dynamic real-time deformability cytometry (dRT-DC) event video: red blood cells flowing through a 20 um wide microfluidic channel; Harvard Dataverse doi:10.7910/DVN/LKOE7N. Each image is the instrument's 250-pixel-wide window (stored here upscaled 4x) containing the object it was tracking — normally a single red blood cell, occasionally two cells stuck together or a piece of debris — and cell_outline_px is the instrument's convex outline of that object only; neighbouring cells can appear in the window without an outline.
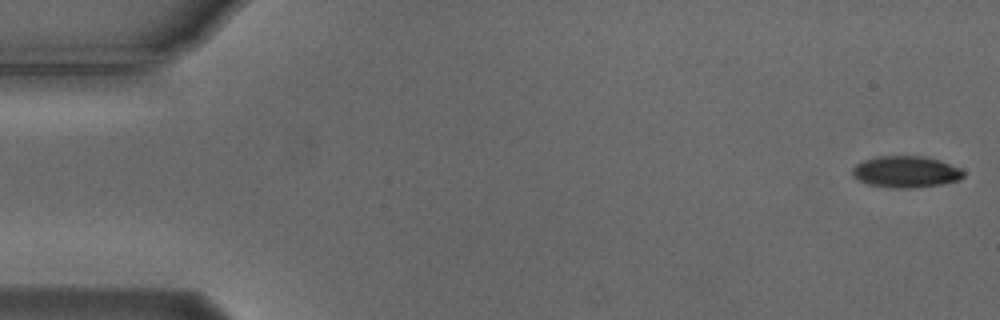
{"species": "Egyptian fruit bat (a non-hibernating species)", "species_latin": "Rousettus aegyptiacus", "temperature_condition": "cold", "stored_images_in_passage": 54, "camera_frame_rate_fps": 3000, "um_per_image_px": 0.085, "animal": {"sex": "male"}, "frame": {"image": 1, "passage_image": 1, "time_ms": 0.0, "image_size_px": [1000, 320], "cell_outline_px": [[964, 176], [960, 180], [940, 184], [912, 188], [892, 188], [868, 184], [860, 180], [852, 172], [852, 168], [856, 164], [864, 160], [876, 156], [928, 156], [940, 160], [960, 168], [964, 172]], "centroid_in_image_um": [77.03, 14.59], "position_along_channel_um": 8.0, "area_um2": 20.4}}
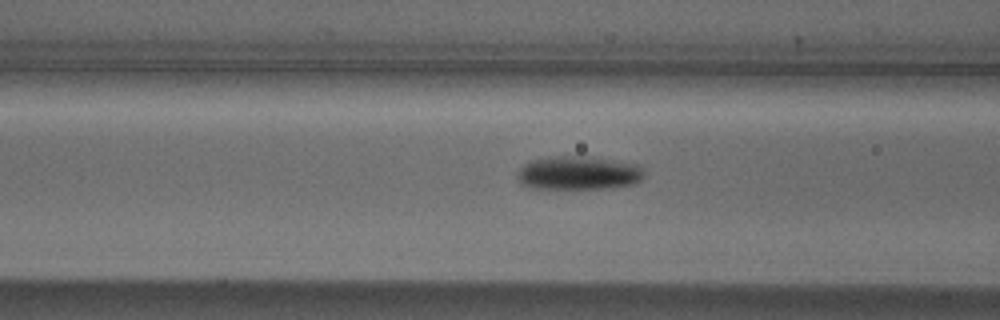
{"frame": {"image": 2, "passage_image": 21, "time_ms": 6.667, "image_size_px": [1000, 320], "cell_outline_px": [[644, 176], [636, 184], [612, 188], [528, 188], [520, 184], [516, 176], [520, 168], [524, 164], [532, 160], [552, 156], [584, 156], [636, 164], [644, 168]], "centroid_in_image_um": [49.16, 14.71], "position_along_channel_um": 117.4, "area_um2": 24.97}}
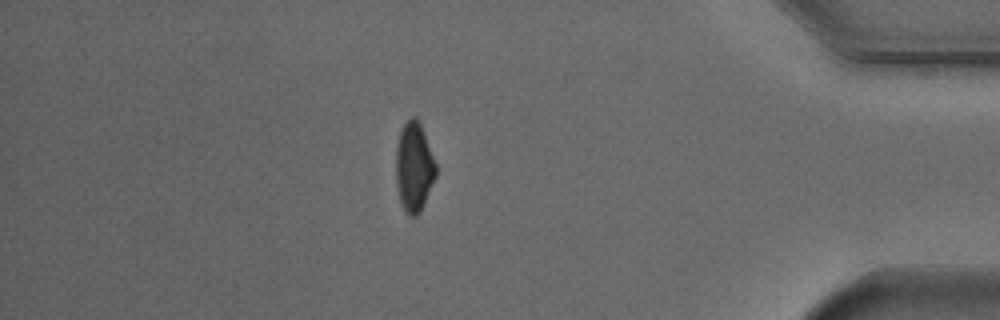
{"frame": {"image": 3, "passage_image": 47, "time_ms": 15.333, "image_size_px": [1000, 320], "cell_outline_px": [[436, 176], [420, 212], [416, 216], [408, 216], [400, 200], [396, 184], [396, 148], [400, 132], [404, 124], [412, 116], [416, 116], [420, 124], [436, 164]], "centroid_in_image_um": [35.18, 14.21], "position_along_channel_um": 400.0, "area_um2": 20.52}, "authors_computed_cell_mechanics": {"area_um2": 22.2241, "velocity_mm_per_s": 3.7361, "shape_relaxation_time_tau1_ms": 3.5561, "shape_relaxation_time_tau2_ms": null, "deformation_change_tau1": 0.131, "deformation_change_tau2": null}}